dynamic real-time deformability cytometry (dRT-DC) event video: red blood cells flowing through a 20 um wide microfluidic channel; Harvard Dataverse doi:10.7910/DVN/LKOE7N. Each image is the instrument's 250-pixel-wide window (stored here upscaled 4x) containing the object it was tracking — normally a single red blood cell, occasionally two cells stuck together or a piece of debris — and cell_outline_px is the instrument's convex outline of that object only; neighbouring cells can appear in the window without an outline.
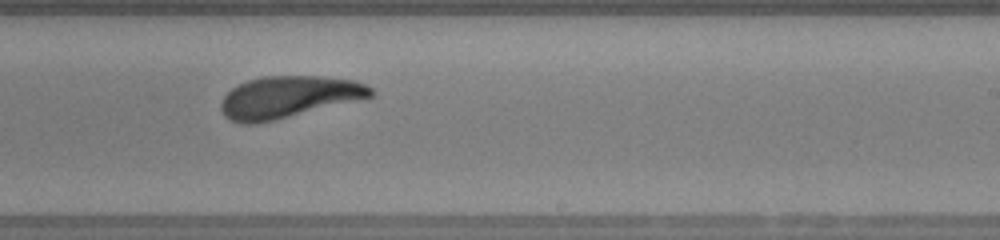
{"species": "human", "species_latin": "Homo sapiens", "temperature_condition": "warm", "stored_images_in_passage": 26, "camera_frame_rate_fps": 3000, "um_per_image_px": 0.085, "donor": {"sex": "female"}, "frame": {"image": 1, "passage_image": 15, "time_ms": 4.667, "image_size_px": [1000, 240], "cell_outline_px": [[376, 92], [372, 96], [276, 120], [252, 124], [240, 124], [224, 116], [220, 108], [220, 104], [224, 96], [232, 88], [248, 80], [264, 76], [320, 76], [352, 80], [364, 84], [372, 88]], "centroid_in_image_um": [24.49, 8.25], "position_along_channel_um": 264.5, "area_um2": 36.24}}